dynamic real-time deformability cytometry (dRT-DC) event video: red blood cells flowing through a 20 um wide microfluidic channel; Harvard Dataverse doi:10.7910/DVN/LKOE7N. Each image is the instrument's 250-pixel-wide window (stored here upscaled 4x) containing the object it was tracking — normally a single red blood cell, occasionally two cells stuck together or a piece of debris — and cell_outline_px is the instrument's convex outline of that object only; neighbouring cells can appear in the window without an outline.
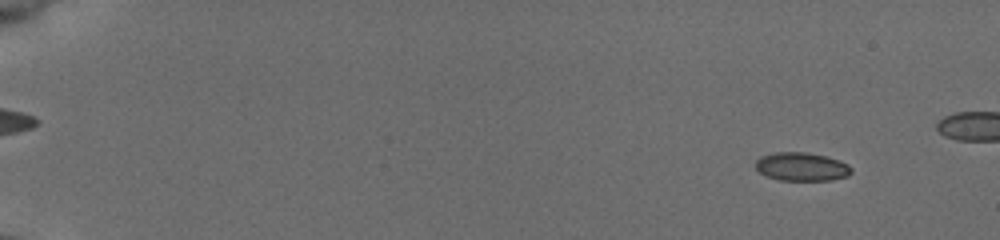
{"species": "common noctule bat (a hibernating species)", "species_latin": "Nyctalus noctula", "temperature_condition": "cold", "stored_images_in_passage": 26, "camera_frame_rate_fps": 3000, "um_per_image_px": 0.085, "animal": {"sex": "female", "body_mass_g": 19.5, "forearm_length_mm": 54.1}, "frame": {"image": 1, "passage_image": 6, "time_ms": 1.667, "image_size_px": [1000, 240], "cell_outline_px": [[852, 172], [848, 176], [832, 180], [780, 180], [768, 176], [760, 172], [756, 168], [756, 160], [760, 156], [776, 152], [804, 152], [824, 156], [840, 160], [848, 164], [852, 168]], "centroid_in_image_um": [68.16, 14.17], "position_along_channel_um": 16.8, "area_um2": 15.84}}
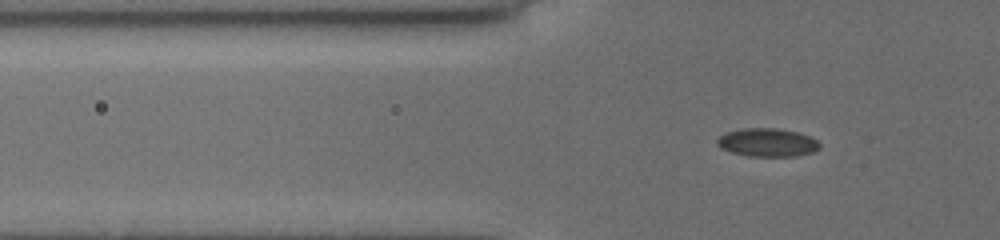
{"frame": {"image": 2, "passage_image": 20, "time_ms": 6.333, "image_size_px": [1000, 240], "cell_outline_px": [[820, 148], [812, 152], [796, 156], [748, 156], [732, 152], [720, 148], [716, 144], [716, 140], [720, 136], [728, 132], [744, 128], [776, 128], [796, 132], [808, 136], [816, 140], [820, 144]], "centroid_in_image_um": [65.21, 12.11], "position_along_channel_um": 60.6, "area_um2": 16.76}}
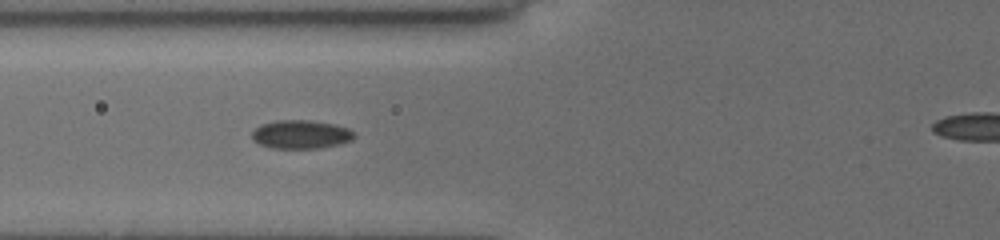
{"frame": {"image": 3, "passage_image": 24, "time_ms": 7.667, "image_size_px": [1000, 240], "cell_outline_px": [[356, 136], [352, 140], [320, 148], [268, 148], [252, 140], [252, 132], [260, 124], [276, 120], [312, 120], [336, 124], [348, 128]], "centroid_in_image_um": [25.55, 11.41], "position_along_channel_um": 100.2, "area_um2": 17.11}}